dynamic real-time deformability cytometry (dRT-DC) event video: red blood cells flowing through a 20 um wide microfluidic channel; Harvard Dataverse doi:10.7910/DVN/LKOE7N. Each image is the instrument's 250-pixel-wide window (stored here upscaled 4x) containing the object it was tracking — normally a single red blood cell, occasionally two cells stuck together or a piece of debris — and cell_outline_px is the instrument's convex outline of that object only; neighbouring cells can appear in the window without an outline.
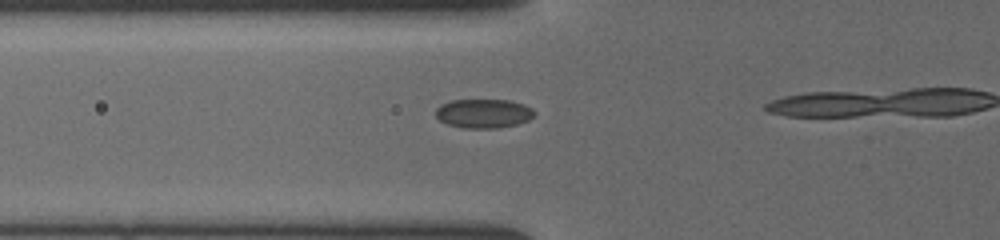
{"species": "common noctule bat (a hibernating species)", "species_latin": "Nyctalus noctula", "temperature_condition": "cold", "stored_images_in_passage": 12, "camera_frame_rate_fps": 3000, "um_per_image_px": 0.085, "animal": {"sex": "female", "body_mass_g": 19.5, "forearm_length_mm": 54.1}, "frame": {"image": 1, "passage_image": 9, "time_ms": 3.333, "image_size_px": [1000, 240], "cell_outline_px": [[536, 112], [528, 120], [516, 124], [496, 128], [464, 128], [448, 124], [440, 120], [436, 116], [436, 108], [440, 104], [452, 100], [508, 100], [524, 104], [532, 108]], "centroid_in_image_um": [41.09, 9.64], "position_along_channel_um": 84.7, "area_um2": 16.65}}